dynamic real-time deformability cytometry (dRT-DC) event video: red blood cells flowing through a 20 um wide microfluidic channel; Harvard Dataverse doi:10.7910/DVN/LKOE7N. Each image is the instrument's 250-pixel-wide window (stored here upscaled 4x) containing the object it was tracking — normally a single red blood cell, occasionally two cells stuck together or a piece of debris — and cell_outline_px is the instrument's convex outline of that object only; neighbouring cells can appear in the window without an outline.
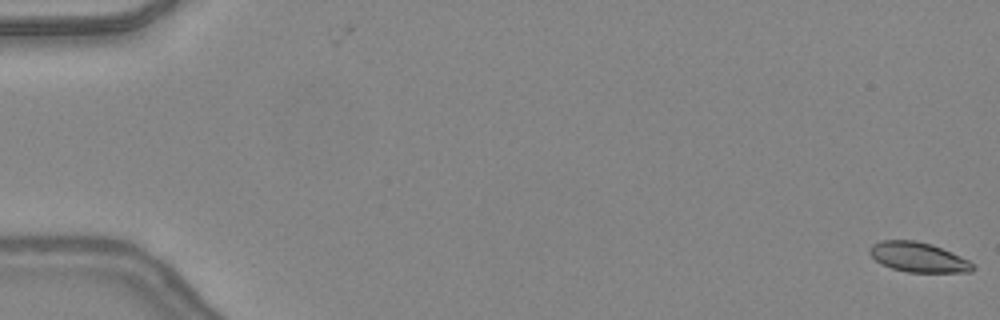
{"species": "common noctule bat (a hibernating species)", "species_latin": "Nyctalus noctula", "temperature_condition": "warm", "stored_images_in_passage": 48, "camera_frame_rate_fps": 3000, "um_per_image_px": 0.085, "animal": {"sex": "female", "body_mass_g": 24.6, "forearm_length_mm": 56.2}, "frame": {"image": 1, "passage_image": 1, "time_ms": 0.0, "image_size_px": [1000, 320], "cell_outline_px": [[976, 268], [972, 272], [908, 272], [892, 268], [880, 264], [868, 252], [868, 248], [872, 244], [880, 240], [916, 240], [932, 244], [952, 252], [968, 260]], "centroid_in_image_um": [78.03, 21.85], "position_along_channel_um": 7.0, "area_um2": 18.03}}
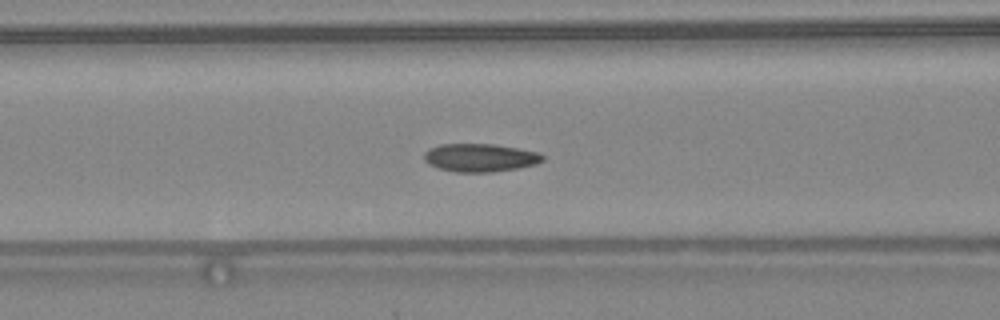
{"frame": {"image": 2, "passage_image": 21, "time_ms": 6.667, "image_size_px": [1000, 320], "cell_outline_px": [[544, 160], [536, 164], [516, 168], [492, 172], [456, 172], [440, 168], [428, 164], [424, 160], [424, 152], [428, 148], [440, 144], [492, 144], [540, 152], [544, 156]], "centroid_in_image_um": [40.79, 13.4], "position_along_channel_um": 125.8, "area_um2": 19.42}}
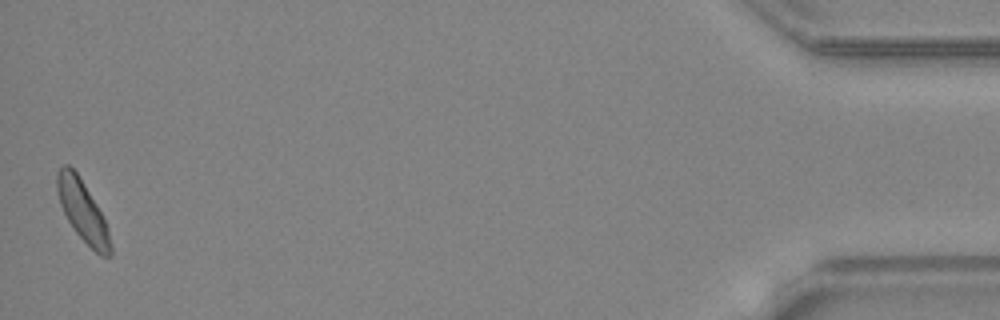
{"frame": {"image": 3, "passage_image": 48, "time_ms": 15.667, "image_size_px": [1000, 320], "cell_outline_px": [[112, 256], [100, 256], [76, 232], [68, 220], [60, 204], [56, 192], [56, 172], [64, 164], [68, 164], [76, 172], [84, 184], [96, 204], [108, 228], [112, 248]], "centroid_in_image_um": [7.01, 17.92], "position_along_channel_um": 428.2, "area_um2": 18.67}, "authors_computed_cell_mechanics": {"area_um2": 18.785, "velocity_mm_per_s": 4.3876, "shape_relaxation_time_tau1_ms": 3.9573, "shape_relaxation_time_tau2_ms": 2.249, "deformation_change_tau1": 0.0955, "deformation_change_tau2": 0.0666}}